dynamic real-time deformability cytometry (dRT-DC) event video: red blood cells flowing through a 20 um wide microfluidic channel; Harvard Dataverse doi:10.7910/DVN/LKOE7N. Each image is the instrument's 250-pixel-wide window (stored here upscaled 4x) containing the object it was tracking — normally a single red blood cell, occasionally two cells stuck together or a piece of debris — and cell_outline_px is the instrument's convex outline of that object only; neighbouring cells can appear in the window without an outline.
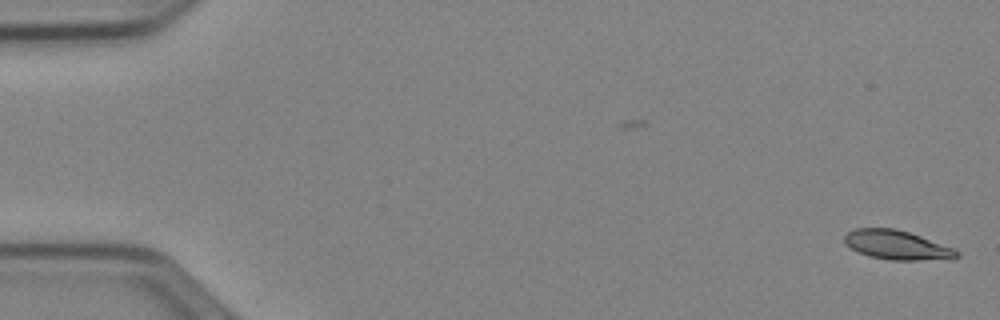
{"species": "Egyptian fruit bat (a non-hibernating species)", "species_latin": "Rousettus aegyptiacus", "temperature_condition": "cold", "stored_images_in_passage": 52, "camera_frame_rate_fps": 3000, "um_per_image_px": 0.085, "animal": {"sex": "female"}, "frame": {"image": 1, "passage_image": 1, "time_ms": 0.0, "image_size_px": [1000, 320], "cell_outline_px": [[960, 256], [920, 260], [892, 260], [868, 256], [852, 248], [844, 240], [844, 236], [848, 232], [856, 228], [896, 228], [920, 236], [952, 248], [960, 252]], "centroid_in_image_um": [76.19, 20.81], "position_along_channel_um": 8.8, "area_um2": 18.55}}
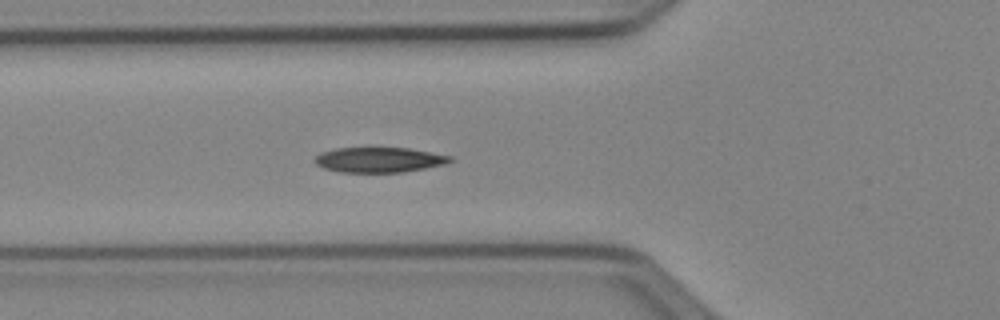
{"frame": {"image": 2, "passage_image": 19, "time_ms": 6.0, "image_size_px": [1000, 320], "cell_outline_px": [[456, 160], [448, 164], [404, 172], [340, 172], [324, 168], [316, 164], [312, 160], [320, 152], [336, 148], [408, 148], [452, 156]], "centroid_in_image_um": [32.26, 13.58], "position_along_channel_um": 93.5, "area_um2": 20.0}}
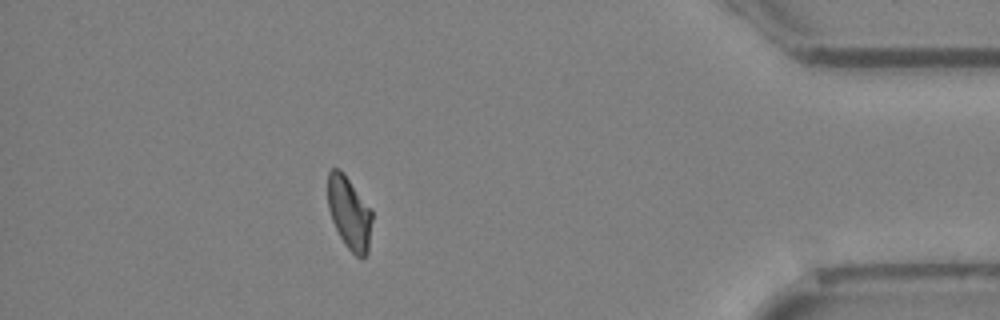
{"frame": {"image": 3, "passage_image": 46, "time_ms": 15.0, "image_size_px": [1000, 320], "cell_outline_px": [[372, 220], [368, 252], [364, 256], [356, 256], [344, 244], [332, 220], [328, 208], [328, 172], [332, 168], [340, 168], [344, 172], [372, 208]], "centroid_in_image_um": [29.7, 18.05], "position_along_channel_um": 405.5, "area_um2": 18.96}, "authors_computed_cell_mechanics": {"area_um2": 19.4786, "velocity_mm_per_s": 3.9546, "shape_relaxation_time_tau1_ms": 3.8998, "shape_relaxation_time_tau2_ms": 2.823, "deformation_change_tau1": 0.1379, "deformation_change_tau2": 0.0701}}